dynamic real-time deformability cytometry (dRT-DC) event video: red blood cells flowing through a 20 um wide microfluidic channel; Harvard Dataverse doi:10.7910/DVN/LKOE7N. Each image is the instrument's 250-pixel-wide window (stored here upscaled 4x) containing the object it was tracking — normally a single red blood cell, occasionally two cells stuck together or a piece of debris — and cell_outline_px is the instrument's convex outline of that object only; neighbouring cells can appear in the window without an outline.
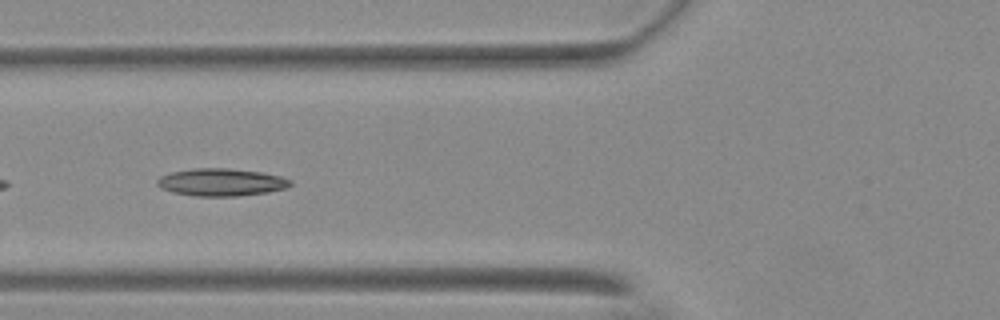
{"species": "Egyptian fruit bat (a non-hibernating species)", "species_latin": "Rousettus aegyptiacus", "temperature_condition": "warm", "stored_images_in_passage": 23, "camera_frame_rate_fps": 3000, "um_per_image_px": 0.085, "animal": {"sex": "female"}, "frame": {"image": 1, "passage_image": 4, "time_ms": 1.0, "image_size_px": [1000, 320], "cell_outline_px": [[292, 184], [288, 188], [268, 192], [236, 196], [192, 196], [172, 192], [160, 188], [156, 184], [156, 180], [160, 176], [172, 172], [196, 168], [228, 168], [260, 172], [280, 176], [292, 180]], "centroid_in_image_um": [18.8, 15.49], "position_along_channel_um": 107.0, "area_um2": 21.44}}